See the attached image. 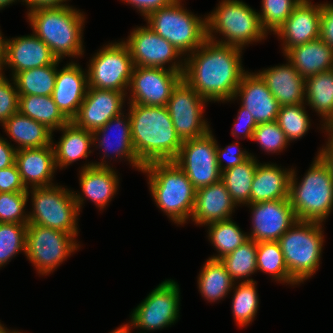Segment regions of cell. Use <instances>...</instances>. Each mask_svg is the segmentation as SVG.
<instances>
[{
    "mask_svg": "<svg viewBox=\"0 0 333 333\" xmlns=\"http://www.w3.org/2000/svg\"><path fill=\"white\" fill-rule=\"evenodd\" d=\"M241 50L207 39L184 59L182 79L206 101L234 99L246 73L241 65Z\"/></svg>",
    "mask_w": 333,
    "mask_h": 333,
    "instance_id": "6da1fadb",
    "label": "cell"
},
{
    "mask_svg": "<svg viewBox=\"0 0 333 333\" xmlns=\"http://www.w3.org/2000/svg\"><path fill=\"white\" fill-rule=\"evenodd\" d=\"M129 118L133 148L139 161H173L182 141L166 106L130 104Z\"/></svg>",
    "mask_w": 333,
    "mask_h": 333,
    "instance_id": "7a4b0ae2",
    "label": "cell"
},
{
    "mask_svg": "<svg viewBox=\"0 0 333 333\" xmlns=\"http://www.w3.org/2000/svg\"><path fill=\"white\" fill-rule=\"evenodd\" d=\"M149 176L150 192L156 205L176 224L192 215L196 188L174 161H154L141 170Z\"/></svg>",
    "mask_w": 333,
    "mask_h": 333,
    "instance_id": "3957f363",
    "label": "cell"
},
{
    "mask_svg": "<svg viewBox=\"0 0 333 333\" xmlns=\"http://www.w3.org/2000/svg\"><path fill=\"white\" fill-rule=\"evenodd\" d=\"M28 19L39 37L61 60L64 56L82 55L84 16L70 6L38 8L28 13Z\"/></svg>",
    "mask_w": 333,
    "mask_h": 333,
    "instance_id": "277c9868",
    "label": "cell"
},
{
    "mask_svg": "<svg viewBox=\"0 0 333 333\" xmlns=\"http://www.w3.org/2000/svg\"><path fill=\"white\" fill-rule=\"evenodd\" d=\"M315 159L299 185L292 170L288 199L297 220L322 223L333 208V176L319 155Z\"/></svg>",
    "mask_w": 333,
    "mask_h": 333,
    "instance_id": "5b68a950",
    "label": "cell"
},
{
    "mask_svg": "<svg viewBox=\"0 0 333 333\" xmlns=\"http://www.w3.org/2000/svg\"><path fill=\"white\" fill-rule=\"evenodd\" d=\"M322 232L319 222L297 220L279 238L290 278L296 284L317 271L324 241Z\"/></svg>",
    "mask_w": 333,
    "mask_h": 333,
    "instance_id": "8992f818",
    "label": "cell"
},
{
    "mask_svg": "<svg viewBox=\"0 0 333 333\" xmlns=\"http://www.w3.org/2000/svg\"><path fill=\"white\" fill-rule=\"evenodd\" d=\"M207 39L216 42L213 31L222 33L226 40L217 41L223 45L242 49L245 44L264 39L259 13L239 0H223L218 8L206 18Z\"/></svg>",
    "mask_w": 333,
    "mask_h": 333,
    "instance_id": "52a82bcc",
    "label": "cell"
},
{
    "mask_svg": "<svg viewBox=\"0 0 333 333\" xmlns=\"http://www.w3.org/2000/svg\"><path fill=\"white\" fill-rule=\"evenodd\" d=\"M32 189L34 210L28 214V224L52 228L76 237L77 216L85 199L55 185Z\"/></svg>",
    "mask_w": 333,
    "mask_h": 333,
    "instance_id": "ba28073f",
    "label": "cell"
},
{
    "mask_svg": "<svg viewBox=\"0 0 333 333\" xmlns=\"http://www.w3.org/2000/svg\"><path fill=\"white\" fill-rule=\"evenodd\" d=\"M148 26L169 41L182 55L193 52L207 40V24L180 5V0L150 13Z\"/></svg>",
    "mask_w": 333,
    "mask_h": 333,
    "instance_id": "9c48e42d",
    "label": "cell"
},
{
    "mask_svg": "<svg viewBox=\"0 0 333 333\" xmlns=\"http://www.w3.org/2000/svg\"><path fill=\"white\" fill-rule=\"evenodd\" d=\"M88 66V88L124 93L135 67L124 42L106 45L97 52Z\"/></svg>",
    "mask_w": 333,
    "mask_h": 333,
    "instance_id": "30bf717a",
    "label": "cell"
},
{
    "mask_svg": "<svg viewBox=\"0 0 333 333\" xmlns=\"http://www.w3.org/2000/svg\"><path fill=\"white\" fill-rule=\"evenodd\" d=\"M74 238L66 232L28 224L25 254L39 273L48 274L79 247Z\"/></svg>",
    "mask_w": 333,
    "mask_h": 333,
    "instance_id": "8fae6325",
    "label": "cell"
},
{
    "mask_svg": "<svg viewBox=\"0 0 333 333\" xmlns=\"http://www.w3.org/2000/svg\"><path fill=\"white\" fill-rule=\"evenodd\" d=\"M184 63L166 68L135 66L130 79L132 97L129 104L166 106L173 89L182 80Z\"/></svg>",
    "mask_w": 333,
    "mask_h": 333,
    "instance_id": "7c38bea8",
    "label": "cell"
},
{
    "mask_svg": "<svg viewBox=\"0 0 333 333\" xmlns=\"http://www.w3.org/2000/svg\"><path fill=\"white\" fill-rule=\"evenodd\" d=\"M216 142L211 131L204 136L183 141L178 155L173 160L196 189L209 186L221 179Z\"/></svg>",
    "mask_w": 333,
    "mask_h": 333,
    "instance_id": "4fadbf2b",
    "label": "cell"
},
{
    "mask_svg": "<svg viewBox=\"0 0 333 333\" xmlns=\"http://www.w3.org/2000/svg\"><path fill=\"white\" fill-rule=\"evenodd\" d=\"M206 102L208 101L183 79L173 89L166 108L182 142L204 136L211 131L207 122L201 119Z\"/></svg>",
    "mask_w": 333,
    "mask_h": 333,
    "instance_id": "5bb4252c",
    "label": "cell"
},
{
    "mask_svg": "<svg viewBox=\"0 0 333 333\" xmlns=\"http://www.w3.org/2000/svg\"><path fill=\"white\" fill-rule=\"evenodd\" d=\"M179 292L174 280L163 281L135 308L131 325L156 330L174 324L179 316Z\"/></svg>",
    "mask_w": 333,
    "mask_h": 333,
    "instance_id": "9a60e30c",
    "label": "cell"
},
{
    "mask_svg": "<svg viewBox=\"0 0 333 333\" xmlns=\"http://www.w3.org/2000/svg\"><path fill=\"white\" fill-rule=\"evenodd\" d=\"M252 209L253 230L248 236L256 242L278 241L297 221L289 199L248 204Z\"/></svg>",
    "mask_w": 333,
    "mask_h": 333,
    "instance_id": "2e32d148",
    "label": "cell"
},
{
    "mask_svg": "<svg viewBox=\"0 0 333 333\" xmlns=\"http://www.w3.org/2000/svg\"><path fill=\"white\" fill-rule=\"evenodd\" d=\"M127 93L98 88H88L87 94L72 122L89 132H95L110 119L122 114Z\"/></svg>",
    "mask_w": 333,
    "mask_h": 333,
    "instance_id": "e0dca14e",
    "label": "cell"
},
{
    "mask_svg": "<svg viewBox=\"0 0 333 333\" xmlns=\"http://www.w3.org/2000/svg\"><path fill=\"white\" fill-rule=\"evenodd\" d=\"M134 66L164 68L182 54L166 39L154 32L148 25L138 27L130 34L127 42Z\"/></svg>",
    "mask_w": 333,
    "mask_h": 333,
    "instance_id": "ac0fdd59",
    "label": "cell"
},
{
    "mask_svg": "<svg viewBox=\"0 0 333 333\" xmlns=\"http://www.w3.org/2000/svg\"><path fill=\"white\" fill-rule=\"evenodd\" d=\"M321 4L312 5L310 0H302L275 32L284 39V53L290 48L319 38Z\"/></svg>",
    "mask_w": 333,
    "mask_h": 333,
    "instance_id": "d6986e66",
    "label": "cell"
},
{
    "mask_svg": "<svg viewBox=\"0 0 333 333\" xmlns=\"http://www.w3.org/2000/svg\"><path fill=\"white\" fill-rule=\"evenodd\" d=\"M80 65L69 63L60 71L57 70L53 100L62 114L69 120L77 115L88 90V75Z\"/></svg>",
    "mask_w": 333,
    "mask_h": 333,
    "instance_id": "ffe728a7",
    "label": "cell"
},
{
    "mask_svg": "<svg viewBox=\"0 0 333 333\" xmlns=\"http://www.w3.org/2000/svg\"><path fill=\"white\" fill-rule=\"evenodd\" d=\"M238 94L242 97V106L250 112L256 124L276 121L280 105L258 74L246 72L235 97Z\"/></svg>",
    "mask_w": 333,
    "mask_h": 333,
    "instance_id": "44dd1931",
    "label": "cell"
},
{
    "mask_svg": "<svg viewBox=\"0 0 333 333\" xmlns=\"http://www.w3.org/2000/svg\"><path fill=\"white\" fill-rule=\"evenodd\" d=\"M56 60L50 48L34 34L6 40L5 65L12 68V75L51 65Z\"/></svg>",
    "mask_w": 333,
    "mask_h": 333,
    "instance_id": "7402d4cb",
    "label": "cell"
},
{
    "mask_svg": "<svg viewBox=\"0 0 333 333\" xmlns=\"http://www.w3.org/2000/svg\"><path fill=\"white\" fill-rule=\"evenodd\" d=\"M22 183L27 186L31 183L32 188L53 186V174L56 163L53 144L16 151L15 161Z\"/></svg>",
    "mask_w": 333,
    "mask_h": 333,
    "instance_id": "603a6c76",
    "label": "cell"
},
{
    "mask_svg": "<svg viewBox=\"0 0 333 333\" xmlns=\"http://www.w3.org/2000/svg\"><path fill=\"white\" fill-rule=\"evenodd\" d=\"M236 204L220 179L209 186L196 189L192 220L196 224H209L228 220Z\"/></svg>",
    "mask_w": 333,
    "mask_h": 333,
    "instance_id": "cb8c5ba5",
    "label": "cell"
},
{
    "mask_svg": "<svg viewBox=\"0 0 333 333\" xmlns=\"http://www.w3.org/2000/svg\"><path fill=\"white\" fill-rule=\"evenodd\" d=\"M280 107L304 103L305 79L289 62L257 73Z\"/></svg>",
    "mask_w": 333,
    "mask_h": 333,
    "instance_id": "d4e9b609",
    "label": "cell"
},
{
    "mask_svg": "<svg viewBox=\"0 0 333 333\" xmlns=\"http://www.w3.org/2000/svg\"><path fill=\"white\" fill-rule=\"evenodd\" d=\"M285 56L304 79L333 69V48L320 38L290 48Z\"/></svg>",
    "mask_w": 333,
    "mask_h": 333,
    "instance_id": "484cf974",
    "label": "cell"
},
{
    "mask_svg": "<svg viewBox=\"0 0 333 333\" xmlns=\"http://www.w3.org/2000/svg\"><path fill=\"white\" fill-rule=\"evenodd\" d=\"M104 162L87 164L80 173L82 192L100 209L114 196L119 183L115 171Z\"/></svg>",
    "mask_w": 333,
    "mask_h": 333,
    "instance_id": "4316f807",
    "label": "cell"
},
{
    "mask_svg": "<svg viewBox=\"0 0 333 333\" xmlns=\"http://www.w3.org/2000/svg\"><path fill=\"white\" fill-rule=\"evenodd\" d=\"M291 170L276 164H257L250 193V203L288 199Z\"/></svg>",
    "mask_w": 333,
    "mask_h": 333,
    "instance_id": "83f0119b",
    "label": "cell"
},
{
    "mask_svg": "<svg viewBox=\"0 0 333 333\" xmlns=\"http://www.w3.org/2000/svg\"><path fill=\"white\" fill-rule=\"evenodd\" d=\"M3 126L11 138L20 145L19 148H15L16 150L53 144V134L49 128L19 111L12 115Z\"/></svg>",
    "mask_w": 333,
    "mask_h": 333,
    "instance_id": "f1b7e54d",
    "label": "cell"
},
{
    "mask_svg": "<svg viewBox=\"0 0 333 333\" xmlns=\"http://www.w3.org/2000/svg\"><path fill=\"white\" fill-rule=\"evenodd\" d=\"M59 130L63 135L54 148L56 167L63 168L77 161L87 158L91 153L90 145L93 144V133L76 126L72 121Z\"/></svg>",
    "mask_w": 333,
    "mask_h": 333,
    "instance_id": "f546056e",
    "label": "cell"
},
{
    "mask_svg": "<svg viewBox=\"0 0 333 333\" xmlns=\"http://www.w3.org/2000/svg\"><path fill=\"white\" fill-rule=\"evenodd\" d=\"M123 116H124V114L122 113L116 117H113L103 127L96 130L95 132H93V142H96L97 139L100 140V142H98V143H100L99 144L100 147L104 148V151H105L104 157H106L107 155L109 156L108 153L106 154V151L109 149L108 148V147H110L109 145H113L112 148H114V146L116 147V148H114V153H115V155L117 154L116 155L117 157L118 156H120L122 158H123V156L127 157V160H129V162H131L132 166H135L137 169L142 170L144 168V165L139 161L137 155L135 154V150L133 148V142H132V137H131L130 118L128 116L127 120H125V118ZM113 125L115 126L116 130L118 129L119 133H117V134L115 133L116 138L117 137L118 138L116 140H114L113 143L111 144L112 140L109 139L110 132H109V134H107V133H108L109 129L110 130L113 129L112 128V127H114ZM114 132H116V131H114ZM101 134L103 136L102 139L98 138V136ZM106 136H108V138ZM113 138H114V136H113Z\"/></svg>",
    "mask_w": 333,
    "mask_h": 333,
    "instance_id": "4dcf8cb0",
    "label": "cell"
},
{
    "mask_svg": "<svg viewBox=\"0 0 333 333\" xmlns=\"http://www.w3.org/2000/svg\"><path fill=\"white\" fill-rule=\"evenodd\" d=\"M18 111L45 125L52 132L69 122L54 103L52 96H19Z\"/></svg>",
    "mask_w": 333,
    "mask_h": 333,
    "instance_id": "1f68e13d",
    "label": "cell"
},
{
    "mask_svg": "<svg viewBox=\"0 0 333 333\" xmlns=\"http://www.w3.org/2000/svg\"><path fill=\"white\" fill-rule=\"evenodd\" d=\"M59 61L57 59L51 65L24 70L13 75L19 96H52Z\"/></svg>",
    "mask_w": 333,
    "mask_h": 333,
    "instance_id": "d6a6232c",
    "label": "cell"
},
{
    "mask_svg": "<svg viewBox=\"0 0 333 333\" xmlns=\"http://www.w3.org/2000/svg\"><path fill=\"white\" fill-rule=\"evenodd\" d=\"M257 164V160L251 156L242 164L221 172V180L235 204H250V193Z\"/></svg>",
    "mask_w": 333,
    "mask_h": 333,
    "instance_id": "836d02e7",
    "label": "cell"
},
{
    "mask_svg": "<svg viewBox=\"0 0 333 333\" xmlns=\"http://www.w3.org/2000/svg\"><path fill=\"white\" fill-rule=\"evenodd\" d=\"M305 99L323 118L333 114V69L305 79Z\"/></svg>",
    "mask_w": 333,
    "mask_h": 333,
    "instance_id": "e575fe53",
    "label": "cell"
},
{
    "mask_svg": "<svg viewBox=\"0 0 333 333\" xmlns=\"http://www.w3.org/2000/svg\"><path fill=\"white\" fill-rule=\"evenodd\" d=\"M235 282L220 260H207L198 278L199 290L209 301L222 299Z\"/></svg>",
    "mask_w": 333,
    "mask_h": 333,
    "instance_id": "d590c367",
    "label": "cell"
},
{
    "mask_svg": "<svg viewBox=\"0 0 333 333\" xmlns=\"http://www.w3.org/2000/svg\"><path fill=\"white\" fill-rule=\"evenodd\" d=\"M207 225H209L208 237H210L209 239L219 252V255L209 258L211 260H220L249 240L248 235L242 233L239 226L231 219L217 221Z\"/></svg>",
    "mask_w": 333,
    "mask_h": 333,
    "instance_id": "8d00e7d4",
    "label": "cell"
},
{
    "mask_svg": "<svg viewBox=\"0 0 333 333\" xmlns=\"http://www.w3.org/2000/svg\"><path fill=\"white\" fill-rule=\"evenodd\" d=\"M257 270L264 271L289 284H296L291 278L285 263L284 255L278 241L257 242Z\"/></svg>",
    "mask_w": 333,
    "mask_h": 333,
    "instance_id": "74e56055",
    "label": "cell"
},
{
    "mask_svg": "<svg viewBox=\"0 0 333 333\" xmlns=\"http://www.w3.org/2000/svg\"><path fill=\"white\" fill-rule=\"evenodd\" d=\"M257 242L249 239L232 253L220 259L231 278H245L257 271Z\"/></svg>",
    "mask_w": 333,
    "mask_h": 333,
    "instance_id": "f35d334b",
    "label": "cell"
},
{
    "mask_svg": "<svg viewBox=\"0 0 333 333\" xmlns=\"http://www.w3.org/2000/svg\"><path fill=\"white\" fill-rule=\"evenodd\" d=\"M253 279L243 280L236 288L232 310L239 326L249 324L256 316L259 299Z\"/></svg>",
    "mask_w": 333,
    "mask_h": 333,
    "instance_id": "ab89813d",
    "label": "cell"
},
{
    "mask_svg": "<svg viewBox=\"0 0 333 333\" xmlns=\"http://www.w3.org/2000/svg\"><path fill=\"white\" fill-rule=\"evenodd\" d=\"M304 103L279 108L276 122L285 133L288 141L299 139L308 131L310 119L304 110Z\"/></svg>",
    "mask_w": 333,
    "mask_h": 333,
    "instance_id": "60d3db41",
    "label": "cell"
},
{
    "mask_svg": "<svg viewBox=\"0 0 333 333\" xmlns=\"http://www.w3.org/2000/svg\"><path fill=\"white\" fill-rule=\"evenodd\" d=\"M27 225L0 223V267L19 251L26 252Z\"/></svg>",
    "mask_w": 333,
    "mask_h": 333,
    "instance_id": "b9f144b4",
    "label": "cell"
},
{
    "mask_svg": "<svg viewBox=\"0 0 333 333\" xmlns=\"http://www.w3.org/2000/svg\"><path fill=\"white\" fill-rule=\"evenodd\" d=\"M302 0H262V12L259 13L262 28L275 32L291 15Z\"/></svg>",
    "mask_w": 333,
    "mask_h": 333,
    "instance_id": "7bdbcfd3",
    "label": "cell"
},
{
    "mask_svg": "<svg viewBox=\"0 0 333 333\" xmlns=\"http://www.w3.org/2000/svg\"><path fill=\"white\" fill-rule=\"evenodd\" d=\"M29 194V191L0 193V223L28 224V215L23 213Z\"/></svg>",
    "mask_w": 333,
    "mask_h": 333,
    "instance_id": "ee69618b",
    "label": "cell"
},
{
    "mask_svg": "<svg viewBox=\"0 0 333 333\" xmlns=\"http://www.w3.org/2000/svg\"><path fill=\"white\" fill-rule=\"evenodd\" d=\"M267 152L281 151L289 142L276 121L257 124L252 136Z\"/></svg>",
    "mask_w": 333,
    "mask_h": 333,
    "instance_id": "f6af8a7d",
    "label": "cell"
},
{
    "mask_svg": "<svg viewBox=\"0 0 333 333\" xmlns=\"http://www.w3.org/2000/svg\"><path fill=\"white\" fill-rule=\"evenodd\" d=\"M4 74L0 75V123L2 125L15 113L18 112L19 94L16 88L5 79Z\"/></svg>",
    "mask_w": 333,
    "mask_h": 333,
    "instance_id": "bcb514c9",
    "label": "cell"
},
{
    "mask_svg": "<svg viewBox=\"0 0 333 333\" xmlns=\"http://www.w3.org/2000/svg\"><path fill=\"white\" fill-rule=\"evenodd\" d=\"M238 143L239 142H236V144L233 143L232 145H229L224 149L219 148V146L217 145L216 148L217 164L220 172H223L236 165L242 164L244 161H246L248 158L252 156L248 154L246 151H242L241 148H239V146H236ZM234 148H238L236 149L237 151H235ZM223 159L227 161L226 166L223 165L222 162Z\"/></svg>",
    "mask_w": 333,
    "mask_h": 333,
    "instance_id": "7dc6e473",
    "label": "cell"
},
{
    "mask_svg": "<svg viewBox=\"0 0 333 333\" xmlns=\"http://www.w3.org/2000/svg\"><path fill=\"white\" fill-rule=\"evenodd\" d=\"M8 192H28L22 183L16 163L0 169V193Z\"/></svg>",
    "mask_w": 333,
    "mask_h": 333,
    "instance_id": "c3c4849f",
    "label": "cell"
},
{
    "mask_svg": "<svg viewBox=\"0 0 333 333\" xmlns=\"http://www.w3.org/2000/svg\"><path fill=\"white\" fill-rule=\"evenodd\" d=\"M319 38L333 48V4H321Z\"/></svg>",
    "mask_w": 333,
    "mask_h": 333,
    "instance_id": "681fc988",
    "label": "cell"
},
{
    "mask_svg": "<svg viewBox=\"0 0 333 333\" xmlns=\"http://www.w3.org/2000/svg\"><path fill=\"white\" fill-rule=\"evenodd\" d=\"M237 120L238 121L234 123L235 130L234 131L232 130V135L236 137L237 132L239 131L238 133L241 132L244 138L247 137L252 140L253 132L257 127V124L253 119V116L250 114V112L247 109H245L242 105L240 111L238 112ZM242 124L244 125L243 126L244 128L241 130L239 128H241L240 126H242Z\"/></svg>",
    "mask_w": 333,
    "mask_h": 333,
    "instance_id": "f907efd6",
    "label": "cell"
},
{
    "mask_svg": "<svg viewBox=\"0 0 333 333\" xmlns=\"http://www.w3.org/2000/svg\"><path fill=\"white\" fill-rule=\"evenodd\" d=\"M135 6L142 15L147 17L150 13L170 5L175 0H124Z\"/></svg>",
    "mask_w": 333,
    "mask_h": 333,
    "instance_id": "816d5d0a",
    "label": "cell"
},
{
    "mask_svg": "<svg viewBox=\"0 0 333 333\" xmlns=\"http://www.w3.org/2000/svg\"><path fill=\"white\" fill-rule=\"evenodd\" d=\"M0 137V169L10 167L16 161V149Z\"/></svg>",
    "mask_w": 333,
    "mask_h": 333,
    "instance_id": "f5cc1de1",
    "label": "cell"
},
{
    "mask_svg": "<svg viewBox=\"0 0 333 333\" xmlns=\"http://www.w3.org/2000/svg\"><path fill=\"white\" fill-rule=\"evenodd\" d=\"M29 6V12L38 8L63 7L66 0H23ZM64 1V2H63Z\"/></svg>",
    "mask_w": 333,
    "mask_h": 333,
    "instance_id": "db71d44e",
    "label": "cell"
},
{
    "mask_svg": "<svg viewBox=\"0 0 333 333\" xmlns=\"http://www.w3.org/2000/svg\"><path fill=\"white\" fill-rule=\"evenodd\" d=\"M318 155L328 165L333 176V139L328 140L327 146L322 148Z\"/></svg>",
    "mask_w": 333,
    "mask_h": 333,
    "instance_id": "11a10c76",
    "label": "cell"
},
{
    "mask_svg": "<svg viewBox=\"0 0 333 333\" xmlns=\"http://www.w3.org/2000/svg\"><path fill=\"white\" fill-rule=\"evenodd\" d=\"M5 54H6V40L3 39L2 34L0 32V75L2 73L3 65H5Z\"/></svg>",
    "mask_w": 333,
    "mask_h": 333,
    "instance_id": "9f6ffc18",
    "label": "cell"
},
{
    "mask_svg": "<svg viewBox=\"0 0 333 333\" xmlns=\"http://www.w3.org/2000/svg\"><path fill=\"white\" fill-rule=\"evenodd\" d=\"M326 124V125H325ZM324 127L326 131L329 133V138L333 139V114L328 118L327 121L324 123Z\"/></svg>",
    "mask_w": 333,
    "mask_h": 333,
    "instance_id": "6f0895ef",
    "label": "cell"
},
{
    "mask_svg": "<svg viewBox=\"0 0 333 333\" xmlns=\"http://www.w3.org/2000/svg\"><path fill=\"white\" fill-rule=\"evenodd\" d=\"M129 324L123 325L120 328H117L116 330H114L111 333H130L129 328L130 326H128Z\"/></svg>",
    "mask_w": 333,
    "mask_h": 333,
    "instance_id": "680465c9",
    "label": "cell"
},
{
    "mask_svg": "<svg viewBox=\"0 0 333 333\" xmlns=\"http://www.w3.org/2000/svg\"><path fill=\"white\" fill-rule=\"evenodd\" d=\"M16 0H0V9H3L4 6L6 7L7 5L15 2Z\"/></svg>",
    "mask_w": 333,
    "mask_h": 333,
    "instance_id": "91938a15",
    "label": "cell"
},
{
    "mask_svg": "<svg viewBox=\"0 0 333 333\" xmlns=\"http://www.w3.org/2000/svg\"><path fill=\"white\" fill-rule=\"evenodd\" d=\"M13 331H6L5 327L2 326V324H0V333H12Z\"/></svg>",
    "mask_w": 333,
    "mask_h": 333,
    "instance_id": "94428289",
    "label": "cell"
}]
</instances>
